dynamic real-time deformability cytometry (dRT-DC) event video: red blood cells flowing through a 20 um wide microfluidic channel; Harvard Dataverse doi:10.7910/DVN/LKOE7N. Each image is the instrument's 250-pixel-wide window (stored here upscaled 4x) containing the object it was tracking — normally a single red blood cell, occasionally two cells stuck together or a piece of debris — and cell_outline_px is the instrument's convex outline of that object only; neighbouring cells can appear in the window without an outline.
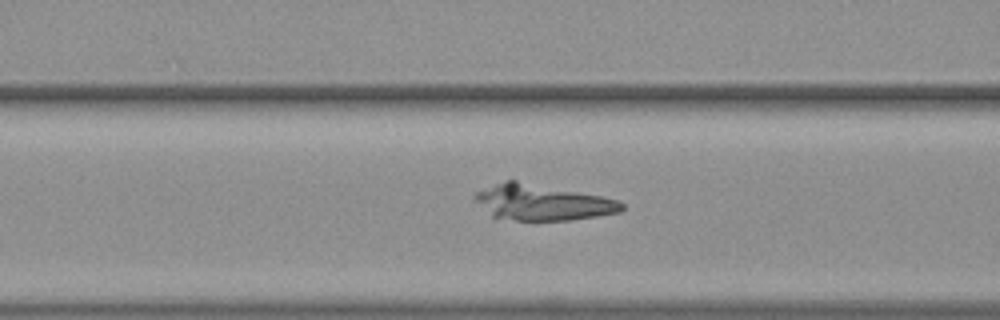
{"species": "common noctule bat (a hibernating species)", "species_latin": "Nyctalus noctula", "temperature_condition": "warm", "stored_images_in_passage": 40, "camera_frame_rate_fps": 3000, "um_per_image_px": 0.085, "animal": {"sex": "female", "body_mass_g": 19.3, "forearm_length_mm": 54.1}, "frame": {"image": 1, "passage_image": 12, "time_ms": 3.667, "image_size_px": [1000, 320], "cell_outline_px": [[624, 208], [620, 212], [596, 216], [568, 220], [516, 220], [492, 216], [472, 196], [476, 192], [496, 184], [508, 180], [516, 180], [600, 196], [616, 200], [624, 204]], "centroid_in_image_um": [46.1, 17.21], "position_along_channel_um": 120.5, "area_um2": 29.88}}
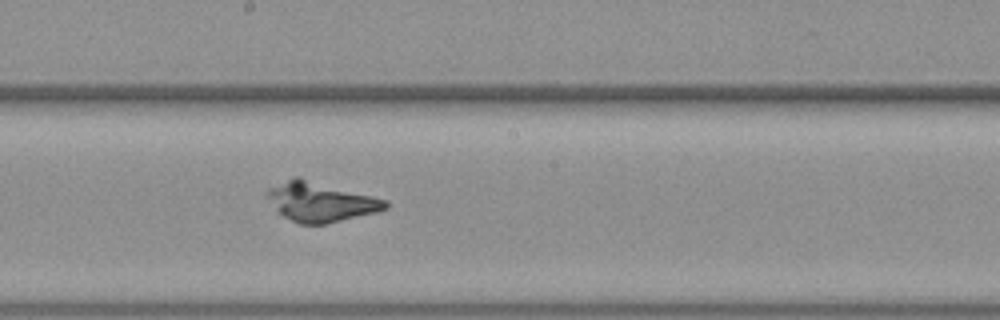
{"frame": {"image": 2, "passage_image": 20, "time_ms": 6.333, "image_size_px": [1000, 320], "cell_outline_px": [[388, 208], [376, 212], [324, 224], [300, 224], [276, 212], [264, 192], [268, 188], [296, 176], [300, 176], [388, 200]], "centroid_in_image_um": [27.23, 17.13], "position_along_channel_um": 221.0, "area_um2": 27.34}}
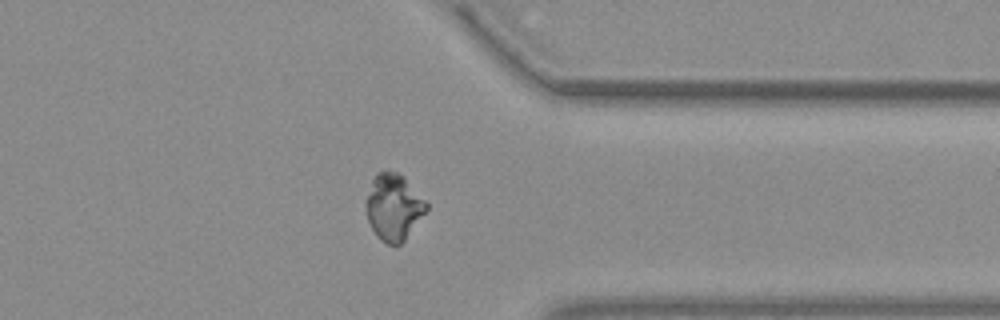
{"frame": {"image": 3, "passage_image": 33, "time_ms": 10.667, "image_size_px": [1000, 320], "cell_outline_px": [[428, 208], [404, 240], [400, 244], [388, 244], [380, 240], [376, 236], [368, 220], [364, 208], [364, 204], [372, 176], [376, 172], [396, 172], [404, 176], [428, 204]], "centroid_in_image_um": [33.41, 17.58], "position_along_channel_um": 378.0, "area_um2": 23.35}}